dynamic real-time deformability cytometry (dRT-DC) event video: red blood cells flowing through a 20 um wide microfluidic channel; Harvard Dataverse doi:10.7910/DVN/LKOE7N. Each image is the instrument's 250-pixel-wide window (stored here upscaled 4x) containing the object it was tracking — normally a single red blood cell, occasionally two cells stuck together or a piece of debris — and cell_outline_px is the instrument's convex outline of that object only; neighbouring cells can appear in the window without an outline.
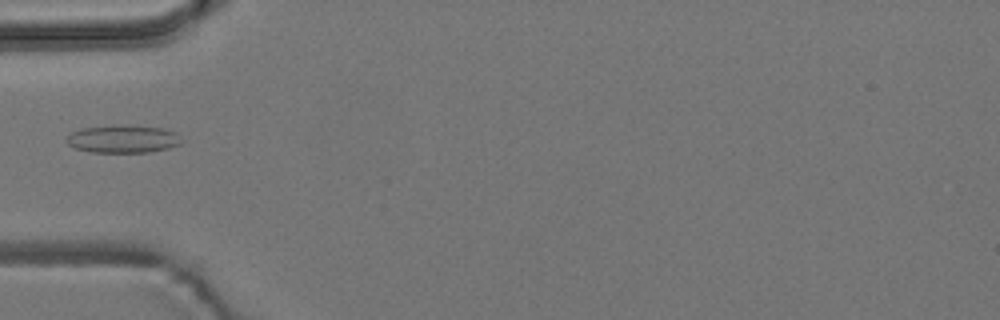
{"species": "common noctule bat (a hibernating species)", "species_latin": "Nyctalus noctula", "temperature_condition": "room temperature", "stored_images_in_passage": 8, "camera_frame_rate_fps": 3000, "um_per_image_px": 0.085, "animal": {"sex": "male", "body_mass_g": 19.2, "forearm_length_mm": 51.8}, "frame": {"image": 1, "passage_image": 1, "time_ms": 0.0, "image_size_px": [1000, 320], "cell_outline_px": [[184, 140], [180, 144], [168, 148], [148, 152], [92, 152], [76, 148], [68, 144], [64, 140], [72, 132], [80, 128], [116, 124], [128, 124], [160, 128], [176, 132]], "centroid_in_image_um": [10.46, 11.79], "position_along_channel_um": 74.5, "area_um2": 18.9}}